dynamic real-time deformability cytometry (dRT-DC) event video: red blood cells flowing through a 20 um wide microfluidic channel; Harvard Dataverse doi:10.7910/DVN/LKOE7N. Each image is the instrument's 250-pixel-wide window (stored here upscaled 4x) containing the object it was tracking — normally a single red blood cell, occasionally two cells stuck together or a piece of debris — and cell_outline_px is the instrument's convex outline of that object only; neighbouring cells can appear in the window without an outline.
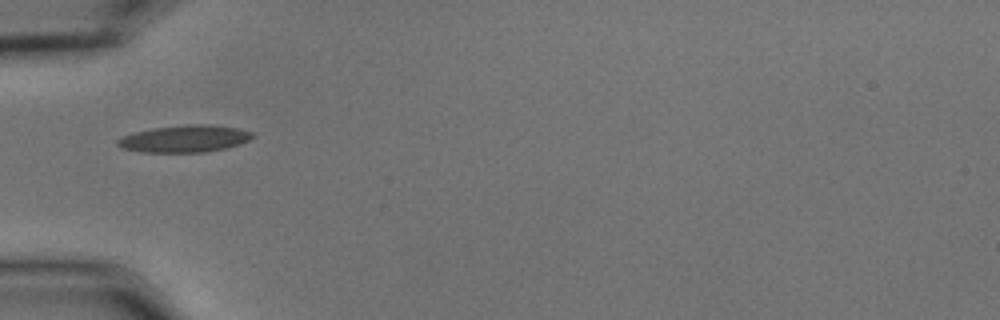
{"species": "common noctule bat (a hibernating species)", "species_latin": "Nyctalus noctula", "temperature_condition": "cold", "stored_images_in_passage": 38, "camera_frame_rate_fps": 3000, "um_per_image_px": 0.085, "animal": {"sex": "male", "body_mass_g": 15.6}, "frame": {"image": 1, "passage_image": 1, "time_ms": 0.0, "image_size_px": [1000, 320], "cell_outline_px": [[256, 136], [240, 144], [228, 148], [204, 152], [140, 152], [124, 148], [116, 144], [116, 140], [124, 136], [136, 132], [152, 128], [184, 124], [208, 124], [236, 128], [252, 132]], "centroid_in_image_um": [15.72, 11.79], "position_along_channel_um": 69.3, "area_um2": 21.27}}
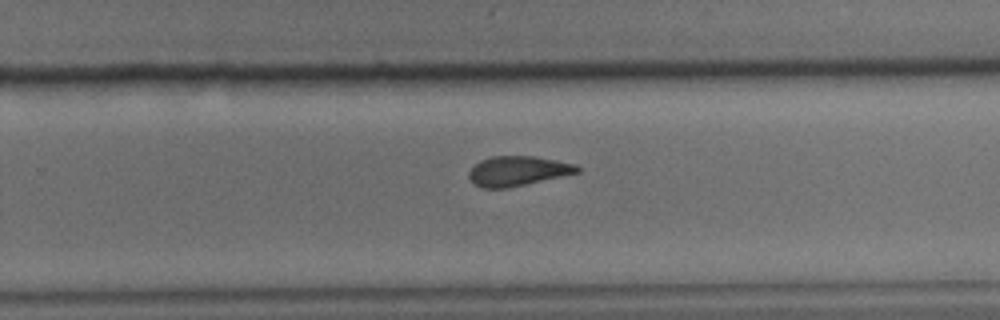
{"frame": {"image": 2, "passage_image": 19, "time_ms": 6.0, "image_size_px": [1000, 320], "cell_outline_px": [[580, 172], [508, 188], [480, 188], [472, 184], [468, 176], [468, 172], [480, 160], [492, 156], [536, 156], [576, 164], [580, 168]], "centroid_in_image_um": [43.98, 14.54], "position_along_channel_um": 285.8, "area_um2": 18.9}}
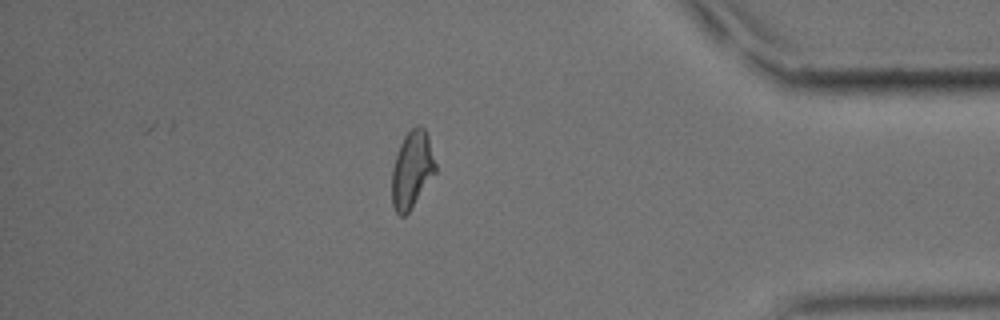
{"frame": {"image": 3, "passage_image": 31, "time_ms": 10.0, "image_size_px": [1000, 320], "cell_outline_px": [[436, 172], [408, 212], [404, 216], [400, 216], [396, 212], [392, 204], [392, 168], [400, 144], [404, 136], [416, 124], [420, 124], [424, 128], [428, 136], [436, 164]], "centroid_in_image_um": [35.01, 14.39], "position_along_channel_um": 400.2, "area_um2": 19.42}, "authors_computed_cell_mechanics": {"area_um2": 19.5653, "velocity_mm_per_s": 3.6051, "shape_relaxation_time_tau1_ms": 8.0606, "shape_relaxation_time_tau2_ms": 2.685, "deformation_change_tau1": 0.1951, "deformation_change_tau2": 0.1051}}